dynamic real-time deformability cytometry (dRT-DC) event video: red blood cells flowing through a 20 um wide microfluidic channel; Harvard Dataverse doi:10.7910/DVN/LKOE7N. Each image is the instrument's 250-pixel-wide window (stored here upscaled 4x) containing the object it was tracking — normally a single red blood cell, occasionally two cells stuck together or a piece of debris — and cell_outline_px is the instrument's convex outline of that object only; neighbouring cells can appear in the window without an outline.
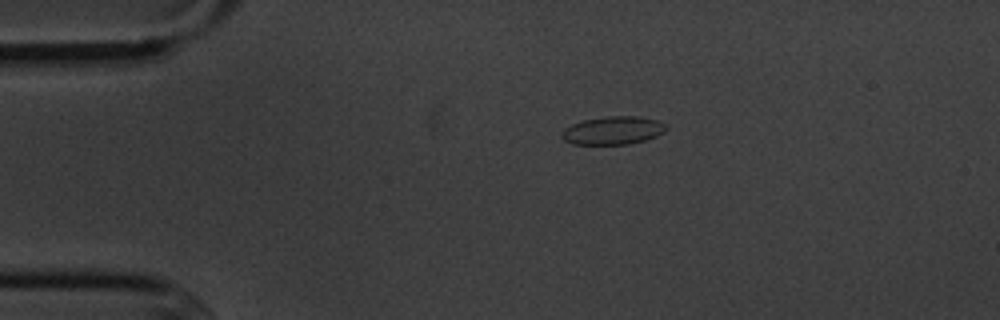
{"species": "common noctule bat (a hibernating species)", "species_latin": "Nyctalus noctula", "temperature_condition": "cold", "stored_images_in_passage": 4, "camera_frame_rate_fps": 3000, "um_per_image_px": 0.085, "animal": {"sex": "male", "body_mass_g": 20.1, "forearm_length_mm": 53.5}, "frame": {"image": 1, "passage_image": 2, "time_ms": 1.0, "image_size_px": [1000, 320], "cell_outline_px": [[668, 128], [664, 132], [656, 136], [644, 140], [628, 144], [572, 144], [564, 140], [560, 136], [564, 128], [572, 124], [584, 120], [604, 116], [640, 116], [656, 120], [664, 124]], "centroid_in_image_um": [52.09, 11.08], "position_along_channel_um": 32.9, "area_um2": 17.11}}